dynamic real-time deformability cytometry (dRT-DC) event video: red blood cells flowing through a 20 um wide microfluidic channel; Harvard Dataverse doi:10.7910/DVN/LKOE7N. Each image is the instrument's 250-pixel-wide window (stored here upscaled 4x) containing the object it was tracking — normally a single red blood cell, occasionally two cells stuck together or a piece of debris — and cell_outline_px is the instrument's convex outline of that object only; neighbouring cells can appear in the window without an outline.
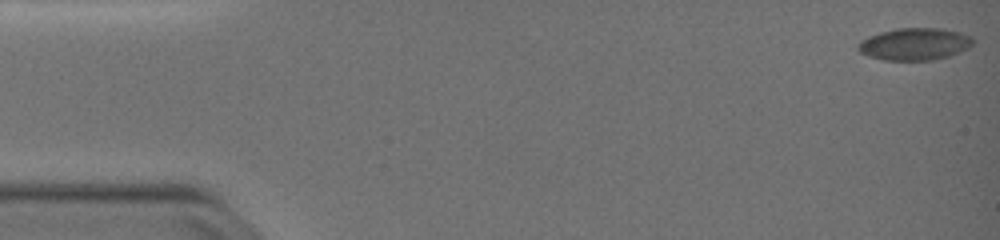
{"species": "common noctule bat (a hibernating species)", "species_latin": "Nyctalus noctula", "temperature_condition": "warm", "stored_images_in_passage": 51, "camera_frame_rate_fps": 3000, "um_per_image_px": 0.085, "animal": {"sex": "female", "body_mass_g": 19.0, "forearm_length_mm": 51.5}, "frame": {"image": 1, "passage_image": 1, "time_ms": 0.0, "image_size_px": [1000, 240], "cell_outline_px": [[972, 44], [968, 48], [948, 56], [932, 60], [884, 60], [868, 56], [860, 52], [856, 48], [856, 44], [860, 40], [868, 36], [880, 32], [896, 28], [940, 28], [960, 32], [972, 36]], "centroid_in_image_um": [77.7, 3.74], "position_along_channel_um": 7.3, "area_um2": 21.62}}
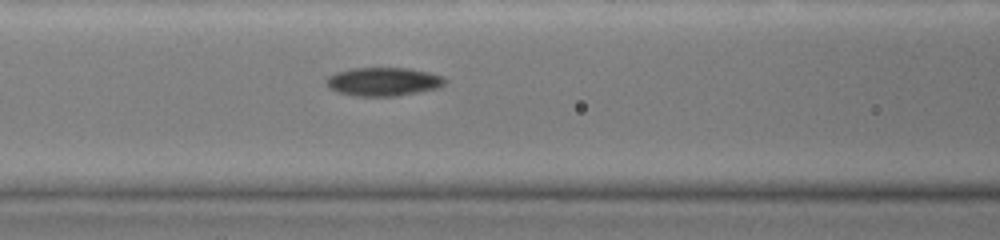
{"frame": {"image": 2, "passage_image": 22, "time_ms": 7.0, "image_size_px": [1000, 240], "cell_outline_px": [[448, 80], [440, 88], [396, 96], [356, 96], [336, 92], [328, 88], [324, 84], [324, 80], [328, 76], [336, 72], [352, 68], [408, 68], [428, 72], [444, 76]], "centroid_in_image_um": [32.56, 6.94], "position_along_channel_um": 134.0, "area_um2": 20.06}}
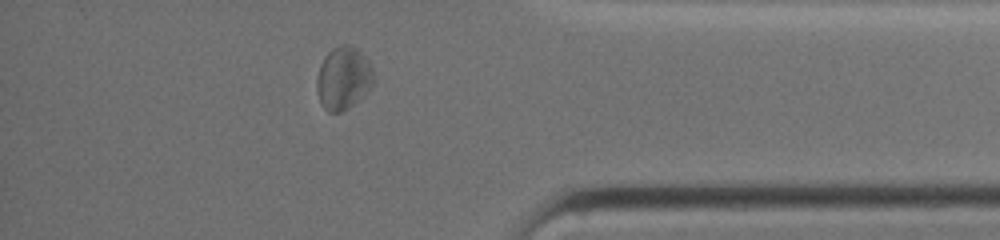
{"frame": {"image": 3, "passage_image": 44, "time_ms": 14.333, "image_size_px": [1000, 240], "cell_outline_px": [[376, 76], [372, 84], [348, 108], [340, 112], [328, 112], [320, 104], [316, 92], [316, 76], [320, 64], [324, 56], [332, 48], [340, 44], [352, 44], [368, 60]], "centroid_in_image_um": [29.14, 6.61], "position_along_channel_um": 406.1, "area_um2": 20.92}, "authors_computed_cell_mechanics": {"area_um2": 19.9988, "velocity_mm_per_s": 3.8433, "shape_relaxation_time_tau1_ms": 6.3767, "shape_relaxation_time_tau2_ms": 4.4769, "deformation_change_tau1": 0.167, "deformation_change_tau2": 0.109}}